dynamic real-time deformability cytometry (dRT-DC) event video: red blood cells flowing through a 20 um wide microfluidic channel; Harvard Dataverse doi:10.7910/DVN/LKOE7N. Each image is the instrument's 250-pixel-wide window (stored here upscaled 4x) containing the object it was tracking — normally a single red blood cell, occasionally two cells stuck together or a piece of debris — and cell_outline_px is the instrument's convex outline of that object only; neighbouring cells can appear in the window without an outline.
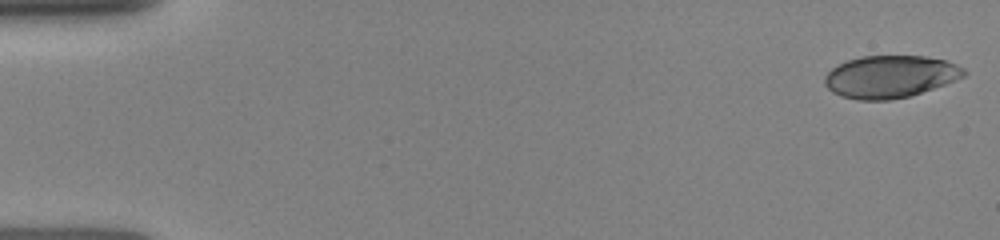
{"species": "human", "species_latin": "Homo sapiens", "temperature_condition": "room temperature", "stored_images_in_passage": 25, "camera_frame_rate_fps": 3000, "um_per_image_px": 0.085, "donor": {"sex": "female"}, "frame": {"image": 1, "passage_image": 1, "time_ms": 0.0, "image_size_px": [1000, 240], "cell_outline_px": [[968, 72], [964, 76], [944, 84], [908, 96], [888, 100], [856, 100], [840, 96], [832, 92], [824, 84], [824, 76], [832, 68], [848, 60], [864, 56], [924, 56], [944, 60], [956, 64], [964, 68]], "centroid_in_image_um": [75.63, 6.51], "position_along_channel_um": 9.4, "area_um2": 34.1}}
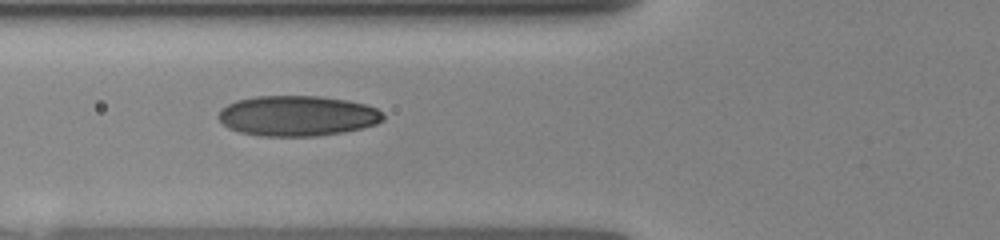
{"frame": {"image": 2, "passage_image": 17, "time_ms": 5.667, "image_size_px": [1000, 240], "cell_outline_px": [[384, 120], [376, 124], [344, 132], [316, 136], [260, 136], [240, 132], [228, 128], [220, 120], [220, 108], [236, 100], [256, 96], [320, 96], [348, 100], [364, 104], [376, 108], [384, 116]], "centroid_in_image_um": [25.27, 9.84], "position_along_channel_um": 100.5, "area_um2": 38.73}}
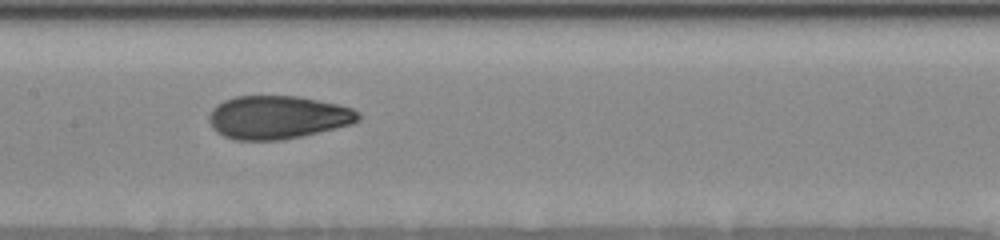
{"frame": {"image": 3, "passage_image": 24, "time_ms": 7.667, "image_size_px": [1000, 240], "cell_outline_px": [[360, 120], [352, 124], [336, 128], [284, 140], [232, 140], [216, 132], [212, 128], [208, 120], [208, 116], [212, 108], [216, 104], [224, 100], [236, 96], [296, 96], [336, 104], [352, 108], [360, 112]], "centroid_in_image_um": [23.57, 9.98], "position_along_channel_um": 183.8, "area_um2": 37.8}}